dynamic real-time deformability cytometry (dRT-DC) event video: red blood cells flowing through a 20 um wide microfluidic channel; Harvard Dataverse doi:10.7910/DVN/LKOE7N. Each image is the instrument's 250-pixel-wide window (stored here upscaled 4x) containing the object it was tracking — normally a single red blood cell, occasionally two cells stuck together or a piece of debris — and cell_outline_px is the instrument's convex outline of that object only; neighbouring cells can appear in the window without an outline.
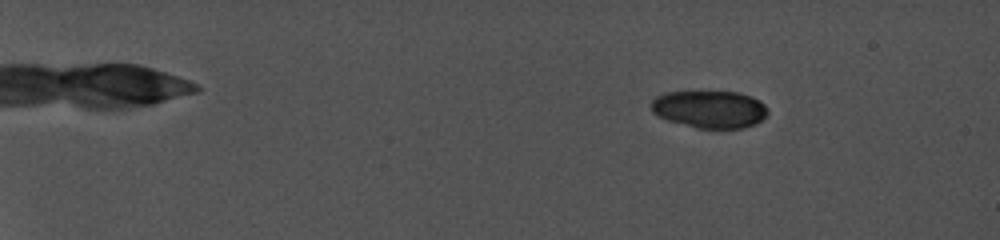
{"species": "common noctule bat (a hibernating species)", "species_latin": "Nyctalus noctula", "temperature_condition": "cold", "stored_images_in_passage": 16, "camera_frame_rate_fps": 5000, "um_per_image_px": 0.085, "animal": {"sex": "female", "body_mass_g": 19.0, "forearm_length_mm": 56.7}, "frame": {"image": 1, "passage_image": 10, "time_ms": 3.8, "image_size_px": [1000, 240], "cell_outline_px": [[768, 112], [756, 124], [744, 128], [696, 128], [668, 120], [652, 112], [652, 100], [656, 96], [664, 92], [740, 92], [752, 96], [760, 100], [768, 108]], "centroid_in_image_um": [60.35, 9.28], "position_along_channel_um": 24.7, "area_um2": 25.43}}